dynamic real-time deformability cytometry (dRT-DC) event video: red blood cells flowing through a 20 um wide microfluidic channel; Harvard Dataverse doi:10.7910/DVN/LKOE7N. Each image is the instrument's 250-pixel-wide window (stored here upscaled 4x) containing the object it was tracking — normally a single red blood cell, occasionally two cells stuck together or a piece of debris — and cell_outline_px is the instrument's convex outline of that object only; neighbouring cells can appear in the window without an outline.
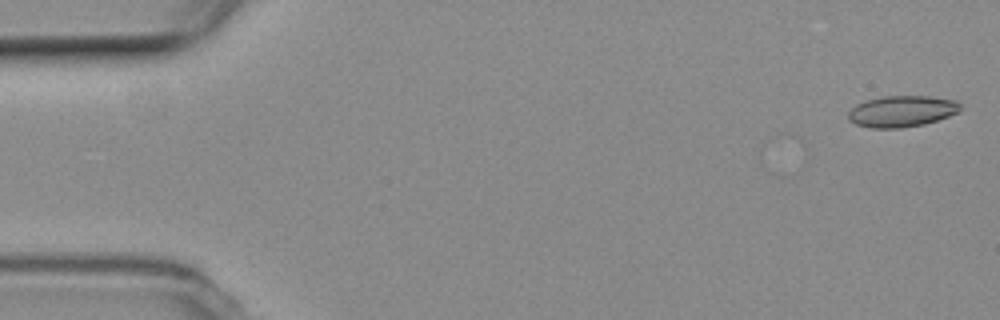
{"species": "common noctule bat (a hibernating species)", "species_latin": "Nyctalus noctula", "temperature_condition": "room temperature", "stored_images_in_passage": 55, "camera_frame_rate_fps": 3000, "um_per_image_px": 0.085, "animal": {"sex": "female", "body_mass_g": 19.3, "forearm_length_mm": 54.1}, "frame": {"image": 1, "passage_image": 1, "time_ms": 0.0, "image_size_px": [1000, 320], "cell_outline_px": [[960, 112], [924, 124], [900, 128], [868, 128], [856, 124], [848, 120], [848, 112], [856, 104], [864, 100], [880, 96], [928, 96], [956, 100], [960, 104]], "centroid_in_image_um": [76.62, 9.45], "position_along_channel_um": 8.4, "area_um2": 20.58}}
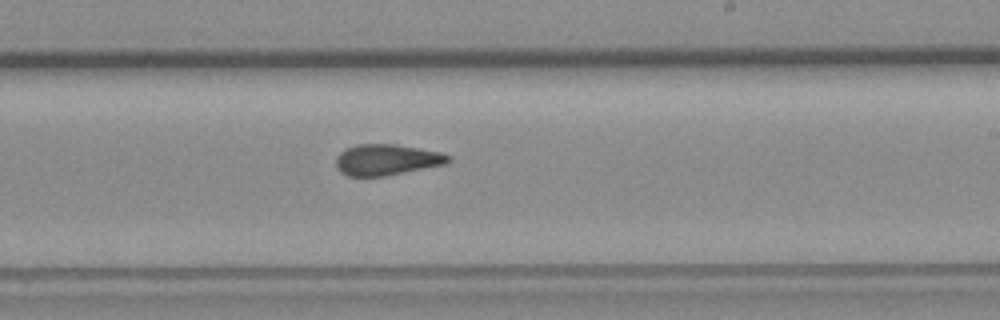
{"frame": {"image": 2, "passage_image": 32, "time_ms": 10.333, "image_size_px": [1000, 320], "cell_outline_px": [[452, 160], [448, 164], [384, 176], [348, 176], [340, 172], [336, 168], [336, 156], [344, 148], [356, 144], [396, 144], [440, 152], [452, 156]], "centroid_in_image_um": [32.87, 13.57], "position_along_channel_um": 256.1, "area_um2": 20.58}}
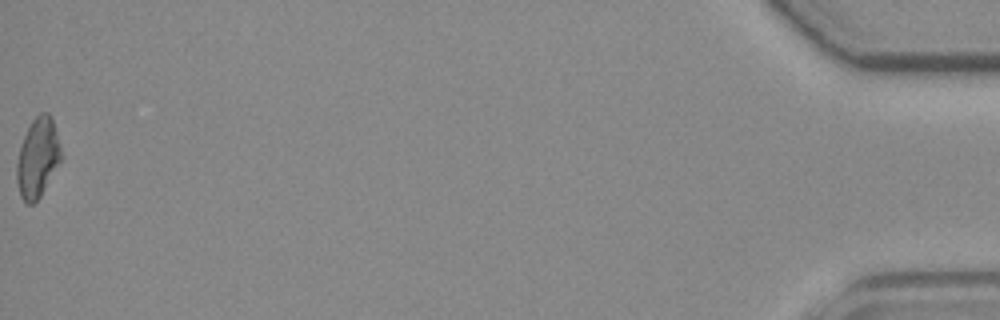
{"frame": {"image": 3, "passage_image": 55, "time_ms": 18.0, "image_size_px": [1000, 320], "cell_outline_px": [[60, 160], [40, 196], [32, 204], [28, 204], [20, 196], [16, 180], [16, 164], [20, 148], [24, 136], [32, 120], [40, 112], [48, 112], [52, 116], [60, 144]], "centroid_in_image_um": [3.18, 13.38], "position_along_channel_um": 432.0, "area_um2": 20.17}, "authors_computed_cell_mechanics": {"area_um2": 20.4034, "velocity_mm_per_s": 3.713, "shape_relaxation_time_tau1_ms": null, "shape_relaxation_time_tau2_ms": 2.7893, "deformation_change_tau1": null, "deformation_change_tau2": 0.0942}}